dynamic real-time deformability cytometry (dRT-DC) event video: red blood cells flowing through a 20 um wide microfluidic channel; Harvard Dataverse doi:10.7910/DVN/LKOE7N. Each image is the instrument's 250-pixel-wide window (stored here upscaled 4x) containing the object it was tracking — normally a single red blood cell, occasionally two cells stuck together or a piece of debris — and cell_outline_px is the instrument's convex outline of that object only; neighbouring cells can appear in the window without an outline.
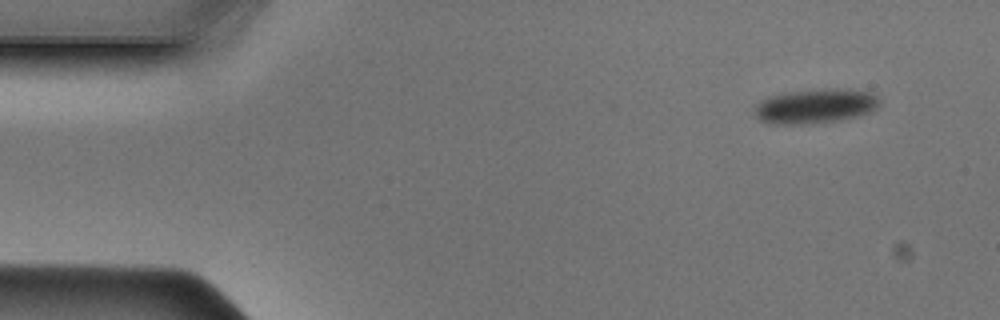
{"species": "Egyptian fruit bat (a non-hibernating species)", "species_latin": "Rousettus aegyptiacus", "temperature_condition": "cold", "stored_images_in_passage": 45, "camera_frame_rate_fps": 3000, "um_per_image_px": 0.085, "animal": {"sex": "male"}, "frame": {"image": 1, "passage_image": 1, "time_ms": 0.0, "image_size_px": [1000, 320], "cell_outline_px": [[880, 104], [872, 112], [840, 120], [812, 124], [776, 124], [760, 120], [756, 116], [756, 104], [760, 100], [768, 96], [788, 92], [832, 88], [836, 88], [872, 92], [880, 100]], "centroid_in_image_um": [69.33, 9.02], "position_along_channel_um": 15.7, "area_um2": 25.2}}
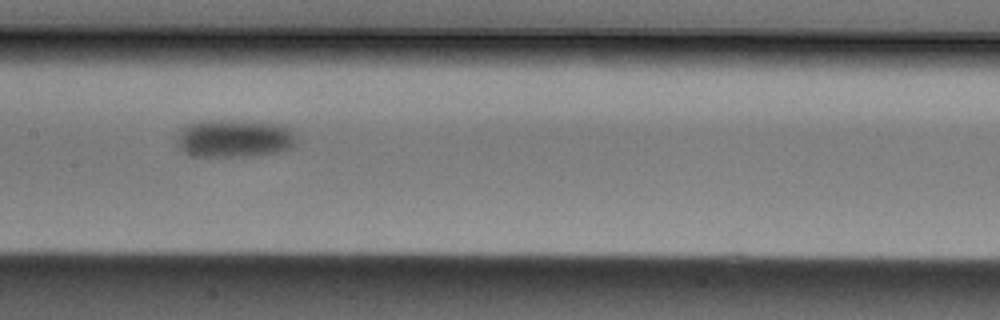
{"frame": {"image": 2, "passage_image": 20, "time_ms": 6.333, "image_size_px": [1000, 320], "cell_outline_px": [[296, 144], [288, 148], [276, 152], [248, 156], [188, 156], [176, 148], [176, 140], [180, 128], [188, 124], [216, 120], [284, 124], [296, 136]], "centroid_in_image_um": [19.85, 11.78], "position_along_channel_um": 187.6, "area_um2": 26.36}}
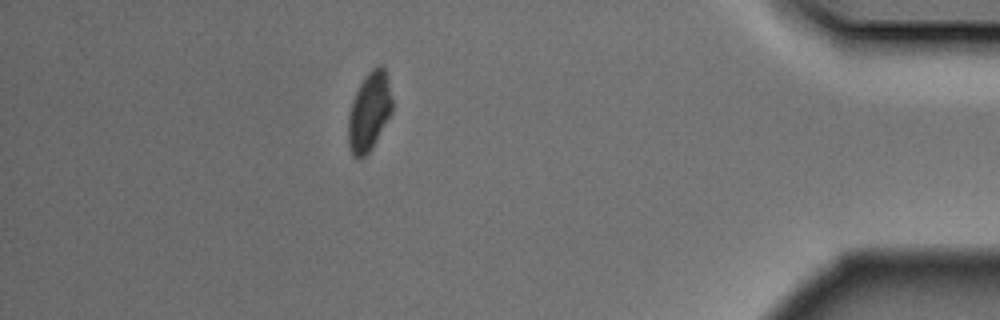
{"frame": {"image": 3, "passage_image": 39, "time_ms": 12.667, "image_size_px": [1000, 320], "cell_outline_px": [[392, 112], [372, 148], [364, 156], [356, 160], [352, 156], [348, 144], [348, 116], [356, 92], [364, 76], [376, 64], [380, 64], [384, 68], [388, 80], [392, 100]], "centroid_in_image_um": [31.38, 9.5], "position_along_channel_um": 403.8, "area_um2": 20.17}}